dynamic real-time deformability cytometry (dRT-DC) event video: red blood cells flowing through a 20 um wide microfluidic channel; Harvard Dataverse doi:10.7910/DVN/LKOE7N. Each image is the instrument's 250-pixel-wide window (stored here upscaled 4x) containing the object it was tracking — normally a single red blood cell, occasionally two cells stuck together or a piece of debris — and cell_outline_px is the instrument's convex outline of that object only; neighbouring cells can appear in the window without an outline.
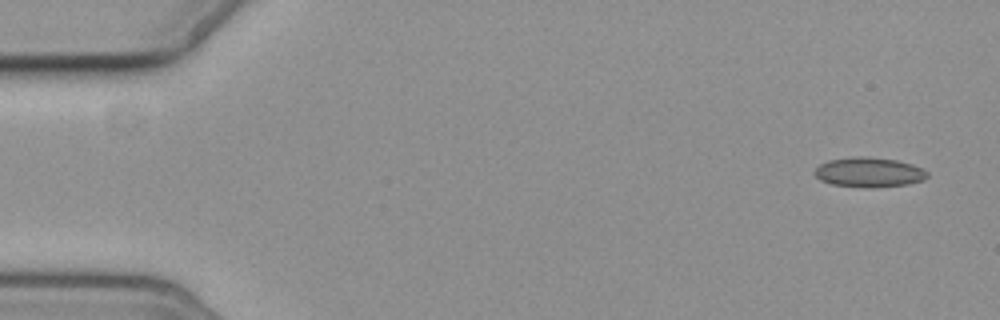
{"species": "common noctule bat (a hibernating species)", "species_latin": "Nyctalus noctula", "temperature_condition": "cold", "stored_images_in_passage": 4, "camera_frame_rate_fps": 3000, "um_per_image_px": 0.085, "animal": {"sex": "female", "body_mass_g": 19.3, "forearm_length_mm": 54.1}, "frame": {"image": 1, "passage_image": 1, "time_ms": 0.0, "image_size_px": [1000, 320], "cell_outline_px": [[928, 176], [924, 180], [908, 184], [876, 188], [864, 188], [832, 184], [820, 180], [812, 172], [820, 164], [828, 160], [852, 156], [868, 156], [896, 160], [912, 164], [924, 168], [928, 172]], "centroid_in_image_um": [73.87, 14.64], "position_along_channel_um": 11.1, "area_um2": 19.94}}